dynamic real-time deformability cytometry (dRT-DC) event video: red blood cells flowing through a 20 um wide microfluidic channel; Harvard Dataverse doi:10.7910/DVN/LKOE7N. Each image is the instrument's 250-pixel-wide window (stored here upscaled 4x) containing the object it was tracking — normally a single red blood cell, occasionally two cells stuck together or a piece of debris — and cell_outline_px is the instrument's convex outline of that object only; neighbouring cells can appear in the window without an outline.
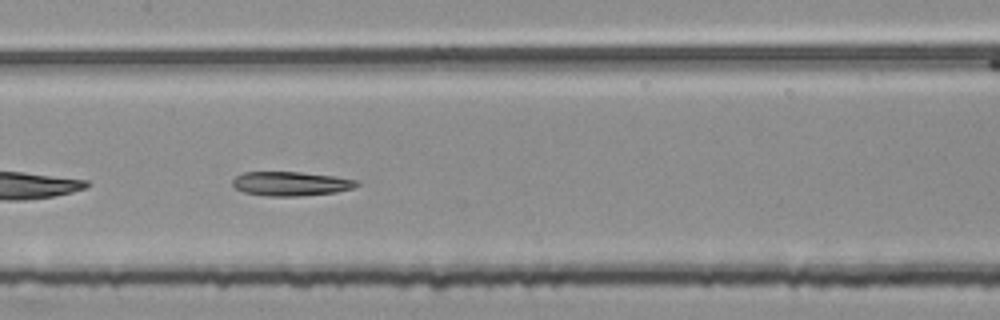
{"species": "common noctule bat (a hibernating species)", "species_latin": "Nyctalus noctula", "temperature_condition": "room temperature", "stored_images_in_passage": 22, "camera_frame_rate_fps": 3000, "um_per_image_px": 0.085, "animal": {"sex": "female", "body_mass_g": 25.1}, "frame": {"image": 1, "passage_image": 10, "time_ms": 3.0, "image_size_px": [1000, 320], "cell_outline_px": [[360, 184], [352, 188], [336, 192], [300, 196], [268, 196], [244, 192], [236, 188], [232, 184], [232, 180], [236, 176], [244, 172], [300, 172], [332, 176], [356, 180]], "centroid_in_image_um": [24.7, 15.61], "position_along_channel_um": 182.7, "area_um2": 17.34}}